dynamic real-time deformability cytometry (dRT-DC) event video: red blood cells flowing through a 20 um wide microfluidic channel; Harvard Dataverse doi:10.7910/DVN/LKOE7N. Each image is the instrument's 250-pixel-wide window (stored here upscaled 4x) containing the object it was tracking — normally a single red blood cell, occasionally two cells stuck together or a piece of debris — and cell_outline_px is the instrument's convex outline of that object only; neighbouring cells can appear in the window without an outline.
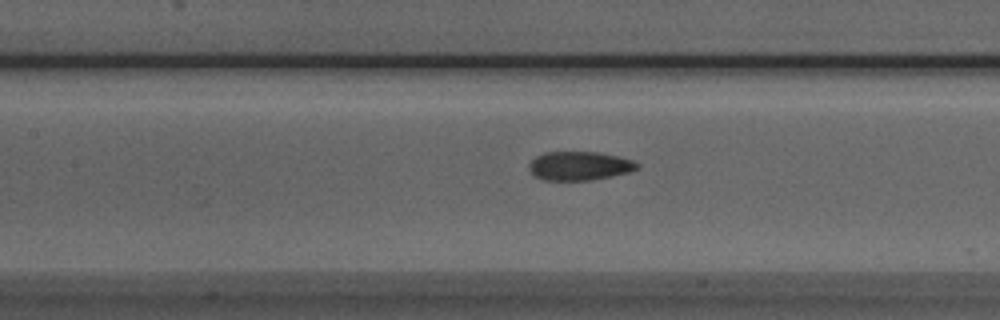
{"species": "Egyptian fruit bat (a non-hibernating species)", "species_latin": "Rousettus aegyptiacus", "temperature_condition": "room temperature", "stored_images_in_passage": 23, "camera_frame_rate_fps": 3000, "um_per_image_px": 0.085, "animal": {"sex": "male"}, "frame": {"image": 1, "passage_image": 17, "time_ms": 5.333, "image_size_px": [1000, 320], "cell_outline_px": [[640, 168], [628, 172], [592, 180], [544, 180], [536, 176], [528, 168], [528, 164], [536, 156], [544, 152], [600, 152], [632, 160], [640, 164]], "centroid_in_image_um": [49.25, 14.09], "position_along_channel_um": 158.1, "area_um2": 18.09}}
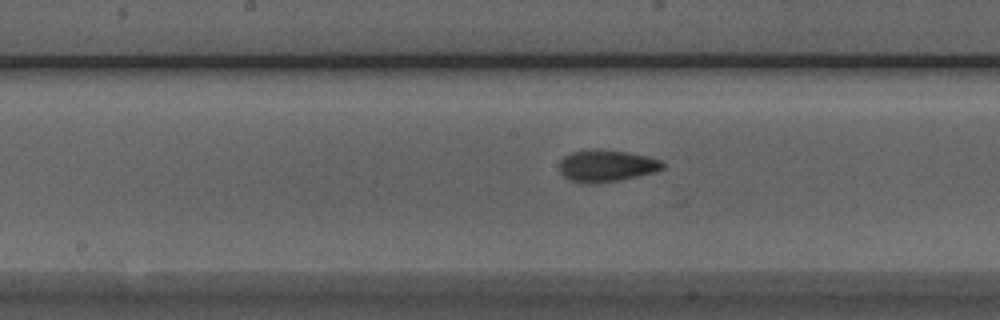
{"frame": {"image": 2, "passage_image": 20, "time_ms": 6.333, "image_size_px": [1000, 320], "cell_outline_px": [[664, 168], [652, 172], [620, 180], [600, 184], [580, 184], [568, 180], [560, 172], [560, 160], [564, 156], [572, 152], [592, 148], [596, 148], [628, 152], [648, 156], [660, 160], [664, 164]], "centroid_in_image_um": [51.5, 14.1], "position_along_channel_um": 196.7, "area_um2": 19.54}}